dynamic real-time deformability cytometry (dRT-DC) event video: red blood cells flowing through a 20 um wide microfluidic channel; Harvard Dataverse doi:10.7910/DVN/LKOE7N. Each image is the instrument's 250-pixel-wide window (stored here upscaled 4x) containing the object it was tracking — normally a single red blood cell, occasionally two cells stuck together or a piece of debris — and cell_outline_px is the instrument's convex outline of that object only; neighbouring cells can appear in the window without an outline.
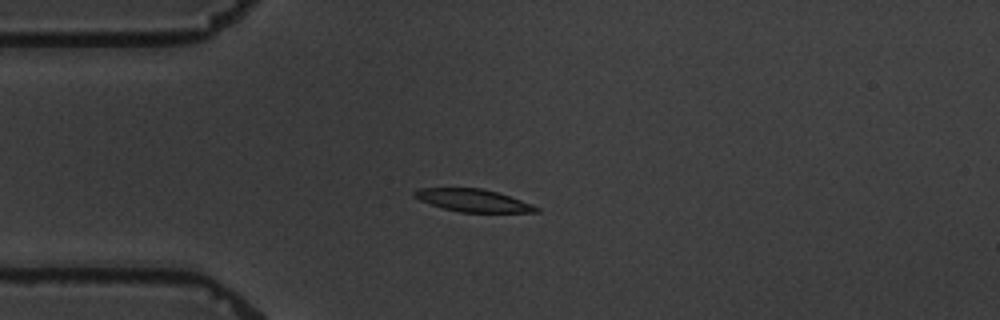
{"species": "common noctule bat (a hibernating species)", "species_latin": "Nyctalus noctula", "temperature_condition": "warm", "stored_images_in_passage": 6, "camera_frame_rate_fps": 3000, "um_per_image_px": 0.085, "animal": {"sex": "male", "body_mass_g": 19.5, "forearm_length_mm": 54.6}, "frame": {"image": 1, "passage_image": 4, "time_ms": 3.667, "image_size_px": [1000, 320], "cell_outline_px": [[540, 212], [460, 212], [444, 208], [420, 200], [412, 196], [412, 192], [416, 188], [480, 188], [496, 192], [532, 204], [540, 208]], "centroid_in_image_um": [40.18, 17.03], "position_along_channel_um": 44.8, "area_um2": 15.84}}